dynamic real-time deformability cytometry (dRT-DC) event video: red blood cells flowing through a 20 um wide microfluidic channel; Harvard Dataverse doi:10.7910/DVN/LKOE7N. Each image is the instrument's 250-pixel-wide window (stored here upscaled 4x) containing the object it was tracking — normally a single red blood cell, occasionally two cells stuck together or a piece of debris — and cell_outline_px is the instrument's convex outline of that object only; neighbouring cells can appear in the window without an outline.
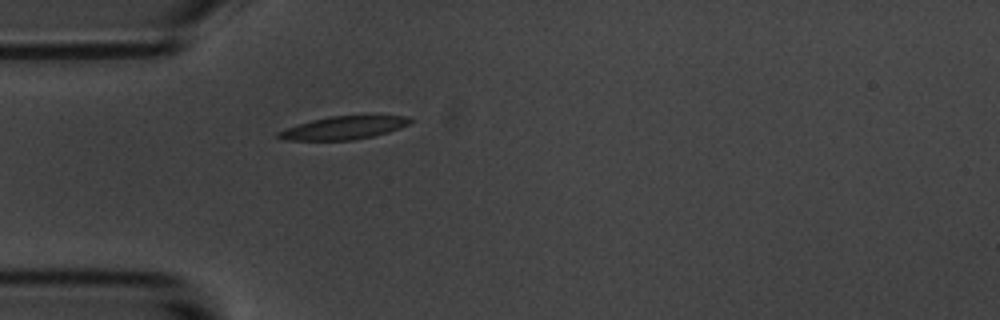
{"species": "common noctule bat (a hibernating species)", "species_latin": "Nyctalus noctula", "temperature_condition": "room temperature", "stored_images_in_passage": 1, "camera_frame_rate_fps": 3000, "um_per_image_px": 0.085, "animal": {"sex": "male", "body_mass_g": 20.1, "forearm_length_mm": 53.5}, "frame": {"image": 1, "passage_image": 1, "time_ms": 0.0, "image_size_px": [1000, 320], "cell_outline_px": [[412, 120], [408, 124], [400, 128], [388, 132], [372, 136], [352, 140], [284, 140], [276, 136], [276, 132], [296, 124], [328, 116], [408, 116]], "centroid_in_image_um": [29.15, 10.87], "position_along_channel_um": 55.8, "area_um2": 17.57}}